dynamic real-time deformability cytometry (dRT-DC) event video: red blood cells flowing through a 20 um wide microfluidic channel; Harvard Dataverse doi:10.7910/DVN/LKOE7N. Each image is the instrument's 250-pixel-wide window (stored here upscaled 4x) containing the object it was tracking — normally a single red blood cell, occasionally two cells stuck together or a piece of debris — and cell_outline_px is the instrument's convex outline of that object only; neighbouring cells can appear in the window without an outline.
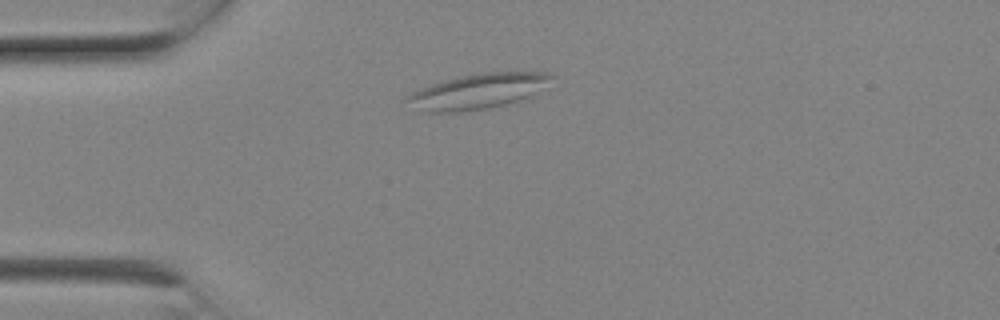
{"species": "Egyptian fruit bat (a non-hibernating species)", "species_latin": "Rousettus aegyptiacus", "temperature_condition": "room temperature", "stored_images_in_passage": 3, "camera_frame_rate_fps": 3000, "um_per_image_px": 0.085, "animal": {"sex": "female"}, "frame": {"image": 1, "passage_image": 1, "time_ms": 0.0, "image_size_px": [1000, 320], "cell_outline_px": [[556, 76], [536, 92], [528, 96], [504, 104], [488, 108], [460, 112], [420, 112], [404, 100], [404, 96], [420, 88], [444, 80], [460, 76], [484, 72], [548, 72]], "centroid_in_image_um": [40.55, 7.76], "position_along_channel_um": 44.5, "area_um2": 29.42}}